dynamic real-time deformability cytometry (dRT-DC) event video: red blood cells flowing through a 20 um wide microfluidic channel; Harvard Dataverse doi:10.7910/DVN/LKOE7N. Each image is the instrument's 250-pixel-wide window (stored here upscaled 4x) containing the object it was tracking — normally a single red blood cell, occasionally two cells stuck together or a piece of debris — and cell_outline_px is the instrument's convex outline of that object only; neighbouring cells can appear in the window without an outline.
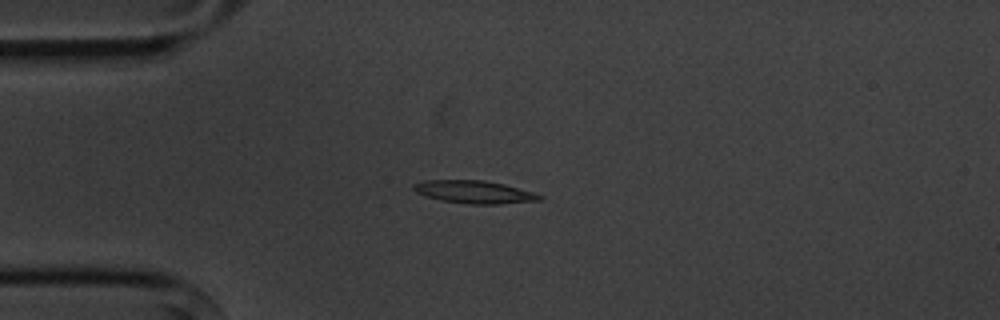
{"species": "common noctule bat (a hibernating species)", "species_latin": "Nyctalus noctula", "temperature_condition": "cold", "stored_images_in_passage": 5, "camera_frame_rate_fps": 3000, "um_per_image_px": 0.085, "animal": {"sex": "male", "body_mass_g": 20.1, "forearm_length_mm": 53.5}, "frame": {"image": 1, "passage_image": 3, "time_ms": 2.333, "image_size_px": [1000, 320], "cell_outline_px": [[544, 196], [540, 200], [496, 204], [472, 204], [440, 200], [424, 196], [416, 192], [412, 188], [412, 184], [424, 180], [484, 180], [504, 184], [532, 192]], "centroid_in_image_um": [40.26, 16.31], "position_along_channel_um": 44.7, "area_um2": 16.65}}
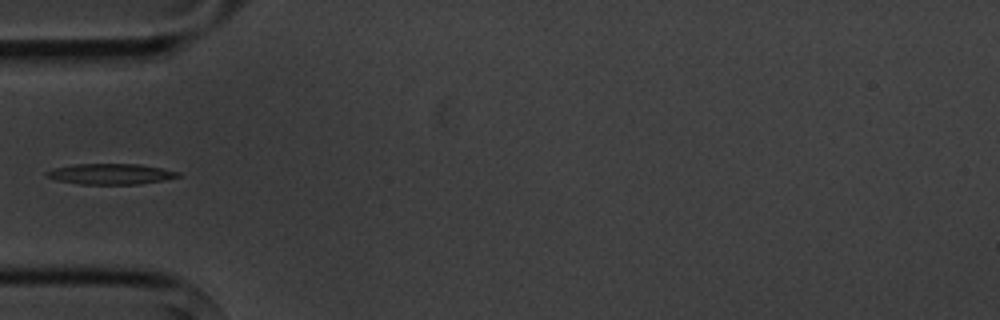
{"frame": {"image": 2, "passage_image": 4, "time_ms": 3.667, "image_size_px": [1000, 320], "cell_outline_px": [[180, 176], [140, 184], [80, 184], [56, 180], [44, 176], [44, 172], [52, 168], [76, 164], [140, 164], [180, 172]], "centroid_in_image_um": [9.32, 14.78], "position_along_channel_um": 75.7, "area_um2": 15.78}}
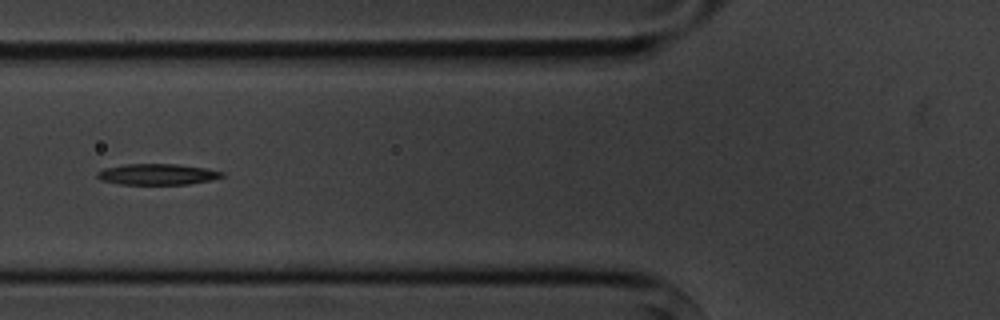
{"frame": {"image": 3, "passage_image": 5, "time_ms": 4.667, "image_size_px": [1000, 320], "cell_outline_px": [[224, 176], [212, 180], [188, 184], [116, 184], [100, 180], [96, 176], [96, 172], [104, 168], [124, 164], [176, 164], [204, 168], [224, 172]], "centroid_in_image_um": [13.33, 14.82], "position_along_channel_um": 112.5, "area_um2": 15.32}}